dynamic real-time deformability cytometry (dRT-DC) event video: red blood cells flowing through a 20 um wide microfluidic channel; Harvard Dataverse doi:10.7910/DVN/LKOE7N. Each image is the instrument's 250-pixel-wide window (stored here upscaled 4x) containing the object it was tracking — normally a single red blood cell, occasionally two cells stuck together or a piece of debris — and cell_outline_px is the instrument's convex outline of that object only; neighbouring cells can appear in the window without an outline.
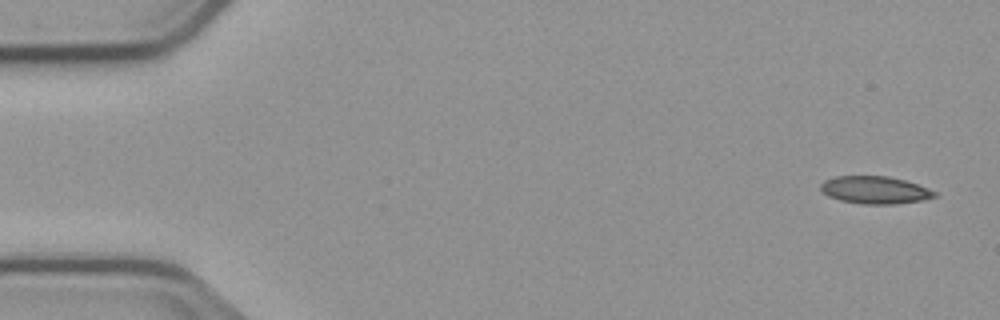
{"species": "common noctule bat (a hibernating species)", "species_latin": "Nyctalus noctula", "temperature_condition": "cold", "stored_images_in_passage": 5, "segment_of_instrument_passage": [1, 2], "camera_frame_rate_fps": 3000, "um_per_image_px": 0.085, "animal": {"sex": "male", "body_mass_g": 23.1, "forearm_length_mm": 52.7}, "frame": {"image": 1, "passage_image": 1, "time_ms": 0.0, "image_size_px": [1000, 320], "cell_outline_px": [[936, 196], [920, 200], [892, 204], [864, 204], [840, 200], [828, 196], [820, 188], [820, 184], [824, 180], [836, 176], [888, 176], [904, 180], [928, 188], [936, 192]], "centroid_in_image_um": [74.33, 16.14], "position_along_channel_um": 10.7, "area_um2": 18.03}}
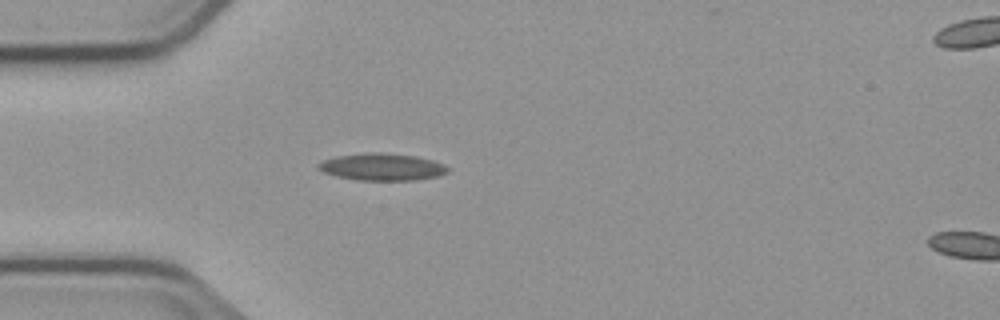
{"frame": {"image": 2, "passage_image": 4, "time_ms": 4.333, "image_size_px": [1000, 320], "cell_outline_px": [[448, 172], [440, 176], [416, 180], [356, 180], [336, 176], [324, 172], [316, 168], [316, 164], [324, 160], [336, 156], [372, 152], [380, 152], [416, 156], [432, 160], [444, 164], [448, 168]], "centroid_in_image_um": [32.47, 14.19], "position_along_channel_um": 52.5, "area_um2": 20.52}}